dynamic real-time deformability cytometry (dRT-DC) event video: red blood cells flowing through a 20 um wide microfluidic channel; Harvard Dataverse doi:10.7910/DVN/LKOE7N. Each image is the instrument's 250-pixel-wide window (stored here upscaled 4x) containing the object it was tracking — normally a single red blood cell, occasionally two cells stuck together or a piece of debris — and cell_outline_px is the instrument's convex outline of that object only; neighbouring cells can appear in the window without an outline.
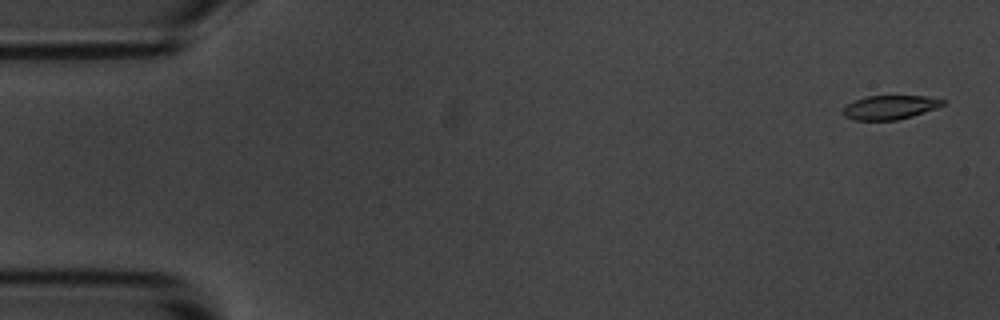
{"species": "common noctule bat (a hibernating species)", "species_latin": "Nyctalus noctula", "temperature_condition": "room temperature", "stored_images_in_passage": 5, "camera_frame_rate_fps": 3000, "um_per_image_px": 0.085, "animal": {"sex": "male", "body_mass_g": 20.1, "forearm_length_mm": 53.5}, "frame": {"image": 1, "passage_image": 1, "time_ms": 0.0, "image_size_px": [1000, 320], "cell_outline_px": [[944, 104], [936, 108], [912, 116], [896, 120], [856, 120], [844, 116], [844, 108], [848, 104], [856, 100], [868, 96], [924, 96], [944, 100]], "centroid_in_image_um": [75.65, 9.12], "position_along_channel_um": 9.4, "area_um2": 13.64}}
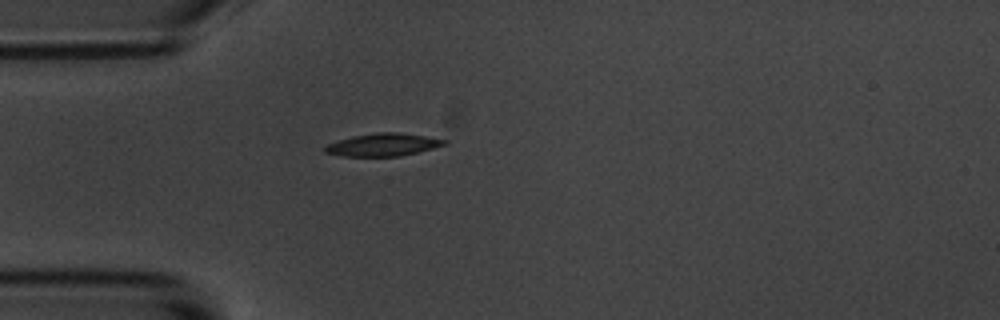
{"frame": {"image": 2, "passage_image": 5, "time_ms": 4.667, "image_size_px": [1000, 320], "cell_outline_px": [[448, 144], [400, 156], [340, 156], [324, 152], [324, 148], [328, 144], [352, 136], [376, 132], [400, 132], [448, 140]], "centroid_in_image_um": [32.56, 12.3], "position_along_channel_um": 52.4, "area_um2": 15.66}}